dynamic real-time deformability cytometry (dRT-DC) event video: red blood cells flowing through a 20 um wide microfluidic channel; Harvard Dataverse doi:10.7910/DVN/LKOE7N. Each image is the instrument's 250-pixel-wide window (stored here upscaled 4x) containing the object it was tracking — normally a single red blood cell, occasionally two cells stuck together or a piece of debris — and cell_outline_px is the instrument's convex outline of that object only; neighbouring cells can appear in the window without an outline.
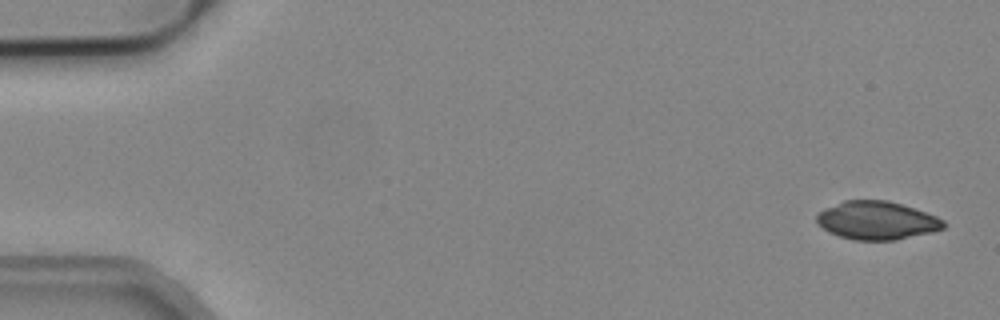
{"species": "common noctule bat (a hibernating species)", "species_latin": "Nyctalus noctula", "temperature_condition": "cold", "stored_images_in_passage": 3, "camera_frame_rate_fps": 3000, "um_per_image_px": 0.085, "animal": {"sex": "male", "body_mass_g": 19.2, "forearm_length_mm": 51.8}, "frame": {"image": 1, "passage_image": 1, "time_ms": 0.0, "image_size_px": [1000, 320], "cell_outline_px": [[948, 224], [944, 228], [932, 232], [896, 240], [852, 240], [828, 232], [816, 220], [816, 216], [824, 208], [844, 200], [888, 200], [936, 216], [944, 220]], "centroid_in_image_um": [74.54, 18.74], "position_along_channel_um": 10.5, "area_um2": 28.21}}